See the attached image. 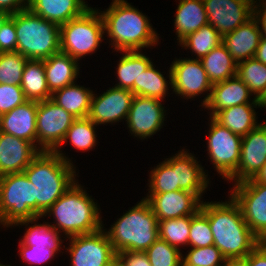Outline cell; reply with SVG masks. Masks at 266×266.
Wrapping results in <instances>:
<instances>
[{
    "mask_svg": "<svg viewBox=\"0 0 266 266\" xmlns=\"http://www.w3.org/2000/svg\"><path fill=\"white\" fill-rule=\"evenodd\" d=\"M93 91L71 84L51 94V100L63 107L74 118H86L89 114Z\"/></svg>",
    "mask_w": 266,
    "mask_h": 266,
    "instance_id": "f1b7e54d",
    "label": "cell"
},
{
    "mask_svg": "<svg viewBox=\"0 0 266 266\" xmlns=\"http://www.w3.org/2000/svg\"><path fill=\"white\" fill-rule=\"evenodd\" d=\"M226 258L215 246L191 248L184 259L182 266H224ZM223 264V265H222Z\"/></svg>",
    "mask_w": 266,
    "mask_h": 266,
    "instance_id": "b9f144b4",
    "label": "cell"
},
{
    "mask_svg": "<svg viewBox=\"0 0 266 266\" xmlns=\"http://www.w3.org/2000/svg\"><path fill=\"white\" fill-rule=\"evenodd\" d=\"M260 39L259 25L252 17L233 32L223 36L222 44L236 63H239L255 56Z\"/></svg>",
    "mask_w": 266,
    "mask_h": 266,
    "instance_id": "603a6c76",
    "label": "cell"
},
{
    "mask_svg": "<svg viewBox=\"0 0 266 266\" xmlns=\"http://www.w3.org/2000/svg\"><path fill=\"white\" fill-rule=\"evenodd\" d=\"M17 50L29 60H45L60 52V26L29 8L15 13Z\"/></svg>",
    "mask_w": 266,
    "mask_h": 266,
    "instance_id": "8992f818",
    "label": "cell"
},
{
    "mask_svg": "<svg viewBox=\"0 0 266 266\" xmlns=\"http://www.w3.org/2000/svg\"><path fill=\"white\" fill-rule=\"evenodd\" d=\"M192 154L182 150L177 155L165 159V162L176 170L179 190L195 193L201 198L208 187L209 179Z\"/></svg>",
    "mask_w": 266,
    "mask_h": 266,
    "instance_id": "7402d4cb",
    "label": "cell"
},
{
    "mask_svg": "<svg viewBox=\"0 0 266 266\" xmlns=\"http://www.w3.org/2000/svg\"><path fill=\"white\" fill-rule=\"evenodd\" d=\"M134 96L131 90L117 87L110 88L99 97L93 94L87 117L96 125L127 119Z\"/></svg>",
    "mask_w": 266,
    "mask_h": 266,
    "instance_id": "e0dca14e",
    "label": "cell"
},
{
    "mask_svg": "<svg viewBox=\"0 0 266 266\" xmlns=\"http://www.w3.org/2000/svg\"><path fill=\"white\" fill-rule=\"evenodd\" d=\"M262 1L263 2L260 4V6H259V4L253 5V17L257 21L258 25L261 24L260 25L261 27L259 26V29L261 32V38L266 39V0H265V2H264V0H262Z\"/></svg>",
    "mask_w": 266,
    "mask_h": 266,
    "instance_id": "c3c4849f",
    "label": "cell"
},
{
    "mask_svg": "<svg viewBox=\"0 0 266 266\" xmlns=\"http://www.w3.org/2000/svg\"><path fill=\"white\" fill-rule=\"evenodd\" d=\"M257 60L266 65V39L261 38L254 56Z\"/></svg>",
    "mask_w": 266,
    "mask_h": 266,
    "instance_id": "f907efd6",
    "label": "cell"
},
{
    "mask_svg": "<svg viewBox=\"0 0 266 266\" xmlns=\"http://www.w3.org/2000/svg\"><path fill=\"white\" fill-rule=\"evenodd\" d=\"M104 31L101 14L93 8L60 26V52L79 61L100 46Z\"/></svg>",
    "mask_w": 266,
    "mask_h": 266,
    "instance_id": "ba28073f",
    "label": "cell"
},
{
    "mask_svg": "<svg viewBox=\"0 0 266 266\" xmlns=\"http://www.w3.org/2000/svg\"><path fill=\"white\" fill-rule=\"evenodd\" d=\"M72 266H108L117 253L103 227L90 234L69 237Z\"/></svg>",
    "mask_w": 266,
    "mask_h": 266,
    "instance_id": "7c38bea8",
    "label": "cell"
},
{
    "mask_svg": "<svg viewBox=\"0 0 266 266\" xmlns=\"http://www.w3.org/2000/svg\"><path fill=\"white\" fill-rule=\"evenodd\" d=\"M40 152L41 147L0 132V176L23 172Z\"/></svg>",
    "mask_w": 266,
    "mask_h": 266,
    "instance_id": "d6986e66",
    "label": "cell"
},
{
    "mask_svg": "<svg viewBox=\"0 0 266 266\" xmlns=\"http://www.w3.org/2000/svg\"><path fill=\"white\" fill-rule=\"evenodd\" d=\"M188 245L192 248L214 245L213 234L208 217L201 209H199L194 215H191Z\"/></svg>",
    "mask_w": 266,
    "mask_h": 266,
    "instance_id": "ab89813d",
    "label": "cell"
},
{
    "mask_svg": "<svg viewBox=\"0 0 266 266\" xmlns=\"http://www.w3.org/2000/svg\"><path fill=\"white\" fill-rule=\"evenodd\" d=\"M27 99L19 85L0 84V116L15 107L22 105Z\"/></svg>",
    "mask_w": 266,
    "mask_h": 266,
    "instance_id": "7bdbcfd3",
    "label": "cell"
},
{
    "mask_svg": "<svg viewBox=\"0 0 266 266\" xmlns=\"http://www.w3.org/2000/svg\"><path fill=\"white\" fill-rule=\"evenodd\" d=\"M108 266H125V265L118 257H116Z\"/></svg>",
    "mask_w": 266,
    "mask_h": 266,
    "instance_id": "9f6ffc18",
    "label": "cell"
},
{
    "mask_svg": "<svg viewBox=\"0 0 266 266\" xmlns=\"http://www.w3.org/2000/svg\"><path fill=\"white\" fill-rule=\"evenodd\" d=\"M29 59L19 52L0 53V84H21L24 67Z\"/></svg>",
    "mask_w": 266,
    "mask_h": 266,
    "instance_id": "74e56055",
    "label": "cell"
},
{
    "mask_svg": "<svg viewBox=\"0 0 266 266\" xmlns=\"http://www.w3.org/2000/svg\"><path fill=\"white\" fill-rule=\"evenodd\" d=\"M258 102H259V107H265L266 108V91L260 97V99L258 100Z\"/></svg>",
    "mask_w": 266,
    "mask_h": 266,
    "instance_id": "11a10c76",
    "label": "cell"
},
{
    "mask_svg": "<svg viewBox=\"0 0 266 266\" xmlns=\"http://www.w3.org/2000/svg\"><path fill=\"white\" fill-rule=\"evenodd\" d=\"M200 60L212 85L236 76L237 63L222 43Z\"/></svg>",
    "mask_w": 266,
    "mask_h": 266,
    "instance_id": "4dcf8cb0",
    "label": "cell"
},
{
    "mask_svg": "<svg viewBox=\"0 0 266 266\" xmlns=\"http://www.w3.org/2000/svg\"><path fill=\"white\" fill-rule=\"evenodd\" d=\"M11 15L3 10H0V29L1 26L6 22V20L10 17Z\"/></svg>",
    "mask_w": 266,
    "mask_h": 266,
    "instance_id": "db71d44e",
    "label": "cell"
},
{
    "mask_svg": "<svg viewBox=\"0 0 266 266\" xmlns=\"http://www.w3.org/2000/svg\"><path fill=\"white\" fill-rule=\"evenodd\" d=\"M47 214L50 216L54 214L52 216H55L56 225L51 226L58 232L62 229L68 238L94 233L102 228L97 203L95 204L83 187L76 182L43 216Z\"/></svg>",
    "mask_w": 266,
    "mask_h": 266,
    "instance_id": "277c9868",
    "label": "cell"
},
{
    "mask_svg": "<svg viewBox=\"0 0 266 266\" xmlns=\"http://www.w3.org/2000/svg\"><path fill=\"white\" fill-rule=\"evenodd\" d=\"M121 52H123V56L117 66L119 82L114 87L131 90L135 96H138V78L152 62L139 50Z\"/></svg>",
    "mask_w": 266,
    "mask_h": 266,
    "instance_id": "4316f807",
    "label": "cell"
},
{
    "mask_svg": "<svg viewBox=\"0 0 266 266\" xmlns=\"http://www.w3.org/2000/svg\"><path fill=\"white\" fill-rule=\"evenodd\" d=\"M236 75L256 95L255 99L259 100L266 91V65L255 57L237 63Z\"/></svg>",
    "mask_w": 266,
    "mask_h": 266,
    "instance_id": "1f68e13d",
    "label": "cell"
},
{
    "mask_svg": "<svg viewBox=\"0 0 266 266\" xmlns=\"http://www.w3.org/2000/svg\"><path fill=\"white\" fill-rule=\"evenodd\" d=\"M167 81L153 63L138 78V96L163 100L168 89Z\"/></svg>",
    "mask_w": 266,
    "mask_h": 266,
    "instance_id": "8d00e7d4",
    "label": "cell"
},
{
    "mask_svg": "<svg viewBox=\"0 0 266 266\" xmlns=\"http://www.w3.org/2000/svg\"><path fill=\"white\" fill-rule=\"evenodd\" d=\"M29 5L33 0H24Z\"/></svg>",
    "mask_w": 266,
    "mask_h": 266,
    "instance_id": "6f0895ef",
    "label": "cell"
},
{
    "mask_svg": "<svg viewBox=\"0 0 266 266\" xmlns=\"http://www.w3.org/2000/svg\"><path fill=\"white\" fill-rule=\"evenodd\" d=\"M59 149L41 151L23 171L37 188L36 215L45 212L76 182L71 160ZM74 168V169H73Z\"/></svg>",
    "mask_w": 266,
    "mask_h": 266,
    "instance_id": "7a4b0ae2",
    "label": "cell"
},
{
    "mask_svg": "<svg viewBox=\"0 0 266 266\" xmlns=\"http://www.w3.org/2000/svg\"><path fill=\"white\" fill-rule=\"evenodd\" d=\"M175 15L174 26L178 42L208 24L203 0H180Z\"/></svg>",
    "mask_w": 266,
    "mask_h": 266,
    "instance_id": "484cf974",
    "label": "cell"
},
{
    "mask_svg": "<svg viewBox=\"0 0 266 266\" xmlns=\"http://www.w3.org/2000/svg\"><path fill=\"white\" fill-rule=\"evenodd\" d=\"M164 112L161 100L134 96L126 119L130 133L141 139L155 134L162 128Z\"/></svg>",
    "mask_w": 266,
    "mask_h": 266,
    "instance_id": "2e32d148",
    "label": "cell"
},
{
    "mask_svg": "<svg viewBox=\"0 0 266 266\" xmlns=\"http://www.w3.org/2000/svg\"><path fill=\"white\" fill-rule=\"evenodd\" d=\"M210 120L207 151L219 175L228 180L240 161L242 137L223 127L213 117Z\"/></svg>",
    "mask_w": 266,
    "mask_h": 266,
    "instance_id": "30bf717a",
    "label": "cell"
},
{
    "mask_svg": "<svg viewBox=\"0 0 266 266\" xmlns=\"http://www.w3.org/2000/svg\"><path fill=\"white\" fill-rule=\"evenodd\" d=\"M78 64L76 59L63 52L43 60L49 91L53 93L65 86L74 84V80L79 74Z\"/></svg>",
    "mask_w": 266,
    "mask_h": 266,
    "instance_id": "d4e9b609",
    "label": "cell"
},
{
    "mask_svg": "<svg viewBox=\"0 0 266 266\" xmlns=\"http://www.w3.org/2000/svg\"><path fill=\"white\" fill-rule=\"evenodd\" d=\"M75 119L51 99L38 102L37 143L41 151H54L62 143Z\"/></svg>",
    "mask_w": 266,
    "mask_h": 266,
    "instance_id": "8fae6325",
    "label": "cell"
},
{
    "mask_svg": "<svg viewBox=\"0 0 266 266\" xmlns=\"http://www.w3.org/2000/svg\"><path fill=\"white\" fill-rule=\"evenodd\" d=\"M251 92L248 86L236 75L223 82L212 86L211 93H208L203 100V107L212 112L210 118L214 117L219 111L242 104H259L258 100L253 98L249 102Z\"/></svg>",
    "mask_w": 266,
    "mask_h": 266,
    "instance_id": "ffe728a7",
    "label": "cell"
},
{
    "mask_svg": "<svg viewBox=\"0 0 266 266\" xmlns=\"http://www.w3.org/2000/svg\"><path fill=\"white\" fill-rule=\"evenodd\" d=\"M259 104H242L219 111L213 118L234 134L243 137L259 124L256 122L254 107Z\"/></svg>",
    "mask_w": 266,
    "mask_h": 266,
    "instance_id": "83f0119b",
    "label": "cell"
},
{
    "mask_svg": "<svg viewBox=\"0 0 266 266\" xmlns=\"http://www.w3.org/2000/svg\"><path fill=\"white\" fill-rule=\"evenodd\" d=\"M116 253L145 252L158 238V220L146 199H142L106 232Z\"/></svg>",
    "mask_w": 266,
    "mask_h": 266,
    "instance_id": "5b68a950",
    "label": "cell"
},
{
    "mask_svg": "<svg viewBox=\"0 0 266 266\" xmlns=\"http://www.w3.org/2000/svg\"><path fill=\"white\" fill-rule=\"evenodd\" d=\"M59 234L49 223H37L27 229L21 242L27 246L46 247L58 252L62 244Z\"/></svg>",
    "mask_w": 266,
    "mask_h": 266,
    "instance_id": "d590c367",
    "label": "cell"
},
{
    "mask_svg": "<svg viewBox=\"0 0 266 266\" xmlns=\"http://www.w3.org/2000/svg\"><path fill=\"white\" fill-rule=\"evenodd\" d=\"M28 8L38 16L61 26L81 16L90 7L84 0H33Z\"/></svg>",
    "mask_w": 266,
    "mask_h": 266,
    "instance_id": "cb8c5ba5",
    "label": "cell"
},
{
    "mask_svg": "<svg viewBox=\"0 0 266 266\" xmlns=\"http://www.w3.org/2000/svg\"><path fill=\"white\" fill-rule=\"evenodd\" d=\"M148 193H164L179 190L176 170H173L165 161L157 165L150 172Z\"/></svg>",
    "mask_w": 266,
    "mask_h": 266,
    "instance_id": "60d3db41",
    "label": "cell"
},
{
    "mask_svg": "<svg viewBox=\"0 0 266 266\" xmlns=\"http://www.w3.org/2000/svg\"><path fill=\"white\" fill-rule=\"evenodd\" d=\"M117 257L125 266H151L145 252L123 251L117 253Z\"/></svg>",
    "mask_w": 266,
    "mask_h": 266,
    "instance_id": "bcb514c9",
    "label": "cell"
},
{
    "mask_svg": "<svg viewBox=\"0 0 266 266\" xmlns=\"http://www.w3.org/2000/svg\"><path fill=\"white\" fill-rule=\"evenodd\" d=\"M24 0H0V10L8 12L10 15L28 8Z\"/></svg>",
    "mask_w": 266,
    "mask_h": 266,
    "instance_id": "681fc988",
    "label": "cell"
},
{
    "mask_svg": "<svg viewBox=\"0 0 266 266\" xmlns=\"http://www.w3.org/2000/svg\"><path fill=\"white\" fill-rule=\"evenodd\" d=\"M17 35L15 28V14H12L0 29V53L16 52Z\"/></svg>",
    "mask_w": 266,
    "mask_h": 266,
    "instance_id": "f6af8a7d",
    "label": "cell"
},
{
    "mask_svg": "<svg viewBox=\"0 0 266 266\" xmlns=\"http://www.w3.org/2000/svg\"><path fill=\"white\" fill-rule=\"evenodd\" d=\"M246 266H266V242H261L245 257Z\"/></svg>",
    "mask_w": 266,
    "mask_h": 266,
    "instance_id": "7dc6e473",
    "label": "cell"
},
{
    "mask_svg": "<svg viewBox=\"0 0 266 266\" xmlns=\"http://www.w3.org/2000/svg\"><path fill=\"white\" fill-rule=\"evenodd\" d=\"M27 100L41 102L51 99L43 60H28L20 84Z\"/></svg>",
    "mask_w": 266,
    "mask_h": 266,
    "instance_id": "f546056e",
    "label": "cell"
},
{
    "mask_svg": "<svg viewBox=\"0 0 266 266\" xmlns=\"http://www.w3.org/2000/svg\"><path fill=\"white\" fill-rule=\"evenodd\" d=\"M252 232L266 242V184L254 178L235 183L231 196Z\"/></svg>",
    "mask_w": 266,
    "mask_h": 266,
    "instance_id": "9c48e42d",
    "label": "cell"
},
{
    "mask_svg": "<svg viewBox=\"0 0 266 266\" xmlns=\"http://www.w3.org/2000/svg\"><path fill=\"white\" fill-rule=\"evenodd\" d=\"M95 126L96 124L88 117L75 119L67 130L62 143L56 149L61 147L67 140H70L77 150L92 149L96 144L97 137L94 130Z\"/></svg>",
    "mask_w": 266,
    "mask_h": 266,
    "instance_id": "836d02e7",
    "label": "cell"
},
{
    "mask_svg": "<svg viewBox=\"0 0 266 266\" xmlns=\"http://www.w3.org/2000/svg\"><path fill=\"white\" fill-rule=\"evenodd\" d=\"M151 266H182L180 249L158 238L146 251Z\"/></svg>",
    "mask_w": 266,
    "mask_h": 266,
    "instance_id": "f35d334b",
    "label": "cell"
},
{
    "mask_svg": "<svg viewBox=\"0 0 266 266\" xmlns=\"http://www.w3.org/2000/svg\"><path fill=\"white\" fill-rule=\"evenodd\" d=\"M266 162V123L259 124L242 137L240 161L228 179L236 183L254 178Z\"/></svg>",
    "mask_w": 266,
    "mask_h": 266,
    "instance_id": "9a60e30c",
    "label": "cell"
},
{
    "mask_svg": "<svg viewBox=\"0 0 266 266\" xmlns=\"http://www.w3.org/2000/svg\"><path fill=\"white\" fill-rule=\"evenodd\" d=\"M104 31L111 38L113 49L134 51L158 44V35L148 17L125 0H113L110 7L101 13Z\"/></svg>",
    "mask_w": 266,
    "mask_h": 266,
    "instance_id": "3957f363",
    "label": "cell"
},
{
    "mask_svg": "<svg viewBox=\"0 0 266 266\" xmlns=\"http://www.w3.org/2000/svg\"><path fill=\"white\" fill-rule=\"evenodd\" d=\"M251 1H252L254 4H256V1H255V0H251ZM260 1H261V0H259V3H261Z\"/></svg>",
    "mask_w": 266,
    "mask_h": 266,
    "instance_id": "680465c9",
    "label": "cell"
},
{
    "mask_svg": "<svg viewBox=\"0 0 266 266\" xmlns=\"http://www.w3.org/2000/svg\"><path fill=\"white\" fill-rule=\"evenodd\" d=\"M221 43L222 36L209 24L187 35L179 42L182 47L190 48L197 55L196 59H201Z\"/></svg>",
    "mask_w": 266,
    "mask_h": 266,
    "instance_id": "d6a6232c",
    "label": "cell"
},
{
    "mask_svg": "<svg viewBox=\"0 0 266 266\" xmlns=\"http://www.w3.org/2000/svg\"><path fill=\"white\" fill-rule=\"evenodd\" d=\"M224 266H246L245 258H243V259H226Z\"/></svg>",
    "mask_w": 266,
    "mask_h": 266,
    "instance_id": "f5cc1de1",
    "label": "cell"
},
{
    "mask_svg": "<svg viewBox=\"0 0 266 266\" xmlns=\"http://www.w3.org/2000/svg\"><path fill=\"white\" fill-rule=\"evenodd\" d=\"M170 66L169 84L175 94L187 99L207 91L211 93L213 85L200 59H176Z\"/></svg>",
    "mask_w": 266,
    "mask_h": 266,
    "instance_id": "5bb4252c",
    "label": "cell"
},
{
    "mask_svg": "<svg viewBox=\"0 0 266 266\" xmlns=\"http://www.w3.org/2000/svg\"><path fill=\"white\" fill-rule=\"evenodd\" d=\"M257 182L262 184H266V162L262 166V169L258 172V174L254 177Z\"/></svg>",
    "mask_w": 266,
    "mask_h": 266,
    "instance_id": "816d5d0a",
    "label": "cell"
},
{
    "mask_svg": "<svg viewBox=\"0 0 266 266\" xmlns=\"http://www.w3.org/2000/svg\"><path fill=\"white\" fill-rule=\"evenodd\" d=\"M38 102L27 100L0 116V132H5L28 142L37 143Z\"/></svg>",
    "mask_w": 266,
    "mask_h": 266,
    "instance_id": "44dd1931",
    "label": "cell"
},
{
    "mask_svg": "<svg viewBox=\"0 0 266 266\" xmlns=\"http://www.w3.org/2000/svg\"><path fill=\"white\" fill-rule=\"evenodd\" d=\"M37 188L24 172L0 176V223L4 226L36 222Z\"/></svg>",
    "mask_w": 266,
    "mask_h": 266,
    "instance_id": "52a82bcc",
    "label": "cell"
},
{
    "mask_svg": "<svg viewBox=\"0 0 266 266\" xmlns=\"http://www.w3.org/2000/svg\"><path fill=\"white\" fill-rule=\"evenodd\" d=\"M190 227L191 216L158 221L159 238L179 249L181 245H188Z\"/></svg>",
    "mask_w": 266,
    "mask_h": 266,
    "instance_id": "e575fe53",
    "label": "cell"
},
{
    "mask_svg": "<svg viewBox=\"0 0 266 266\" xmlns=\"http://www.w3.org/2000/svg\"><path fill=\"white\" fill-rule=\"evenodd\" d=\"M208 24L223 37L253 17L251 0H203Z\"/></svg>",
    "mask_w": 266,
    "mask_h": 266,
    "instance_id": "4fadbf2b",
    "label": "cell"
},
{
    "mask_svg": "<svg viewBox=\"0 0 266 266\" xmlns=\"http://www.w3.org/2000/svg\"><path fill=\"white\" fill-rule=\"evenodd\" d=\"M225 202H204L200 209L207 215L214 245L226 259H243L261 240L252 232L239 205L230 197Z\"/></svg>",
    "mask_w": 266,
    "mask_h": 266,
    "instance_id": "6da1fadb",
    "label": "cell"
},
{
    "mask_svg": "<svg viewBox=\"0 0 266 266\" xmlns=\"http://www.w3.org/2000/svg\"><path fill=\"white\" fill-rule=\"evenodd\" d=\"M20 254L22 260H25L29 264H42L47 263L50 258L55 256V251L46 247H35L24 245L19 242Z\"/></svg>",
    "mask_w": 266,
    "mask_h": 266,
    "instance_id": "ee69618b",
    "label": "cell"
},
{
    "mask_svg": "<svg viewBox=\"0 0 266 266\" xmlns=\"http://www.w3.org/2000/svg\"><path fill=\"white\" fill-rule=\"evenodd\" d=\"M146 199L158 221L194 215L202 201L195 194L184 190L150 193Z\"/></svg>",
    "mask_w": 266,
    "mask_h": 266,
    "instance_id": "ac0fdd59",
    "label": "cell"
}]
</instances>
